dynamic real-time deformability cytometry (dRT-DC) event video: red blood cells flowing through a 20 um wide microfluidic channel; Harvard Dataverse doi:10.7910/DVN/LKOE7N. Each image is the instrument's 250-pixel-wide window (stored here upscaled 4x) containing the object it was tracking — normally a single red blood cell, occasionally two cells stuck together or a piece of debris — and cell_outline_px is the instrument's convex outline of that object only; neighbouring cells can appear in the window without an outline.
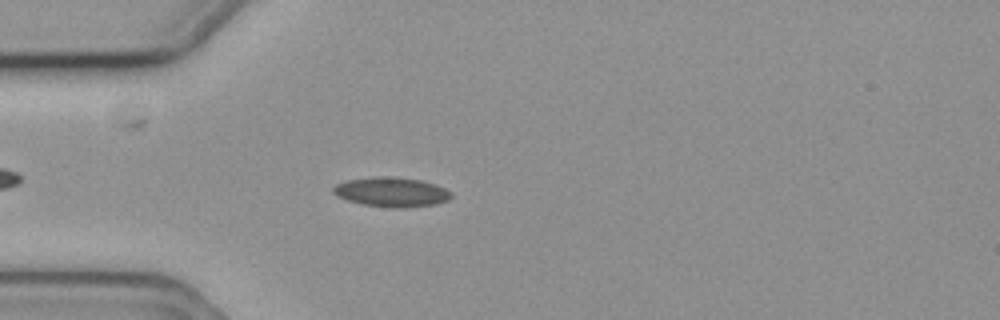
{"species": "common noctule bat (a hibernating species)", "species_latin": "Nyctalus noctula", "temperature_condition": "cold", "stored_images_in_passage": 48, "camera_frame_rate_fps": 3000, "um_per_image_px": 0.085, "animal": {"sex": "female", "body_mass_g": 19.3, "forearm_length_mm": 54.1}, "frame": {"image": 1, "passage_image": 8, "time_ms": 2.333, "image_size_px": [1000, 320], "cell_outline_px": [[452, 196], [448, 200], [436, 204], [404, 208], [392, 208], [364, 204], [348, 200], [336, 196], [332, 192], [332, 188], [336, 184], [348, 180], [376, 176], [396, 176], [420, 180], [436, 184], [452, 192]], "centroid_in_image_um": [33.29, 16.31], "position_along_channel_um": 51.7, "area_um2": 20.46}}
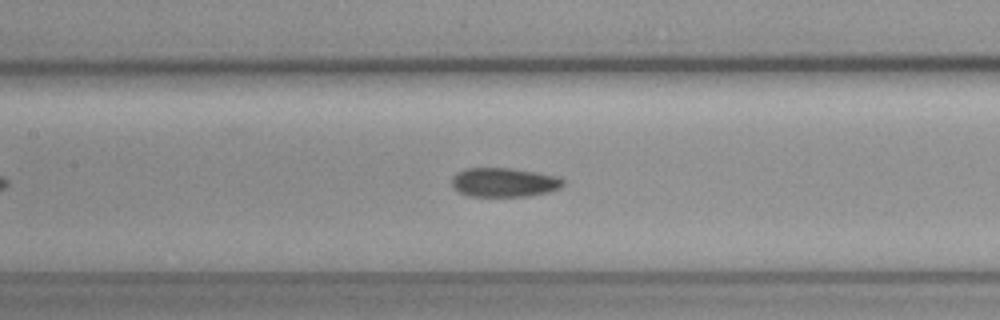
{"frame": {"image": 2, "passage_image": 18, "time_ms": 5.667, "image_size_px": [1000, 320], "cell_outline_px": [[564, 184], [560, 188], [548, 192], [528, 196], [468, 196], [452, 188], [452, 176], [456, 172], [468, 168], [512, 168], [536, 172], [556, 176], [564, 180]], "centroid_in_image_um": [42.82, 15.5], "position_along_channel_um": 164.6, "area_um2": 18.96}}
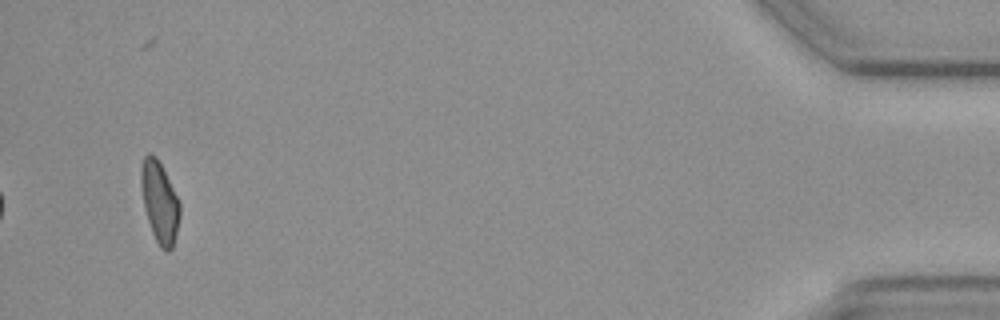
{"frame": {"image": 3, "passage_image": 46, "time_ms": 15.0, "image_size_px": [1000, 320], "cell_outline_px": [[180, 216], [176, 236], [172, 248], [168, 252], [164, 252], [160, 248], [152, 232], [144, 208], [140, 184], [140, 168], [144, 156], [148, 152], [156, 156], [180, 200]], "centroid_in_image_um": [13.57, 17.18], "position_along_channel_um": 421.6, "area_um2": 18.61}}